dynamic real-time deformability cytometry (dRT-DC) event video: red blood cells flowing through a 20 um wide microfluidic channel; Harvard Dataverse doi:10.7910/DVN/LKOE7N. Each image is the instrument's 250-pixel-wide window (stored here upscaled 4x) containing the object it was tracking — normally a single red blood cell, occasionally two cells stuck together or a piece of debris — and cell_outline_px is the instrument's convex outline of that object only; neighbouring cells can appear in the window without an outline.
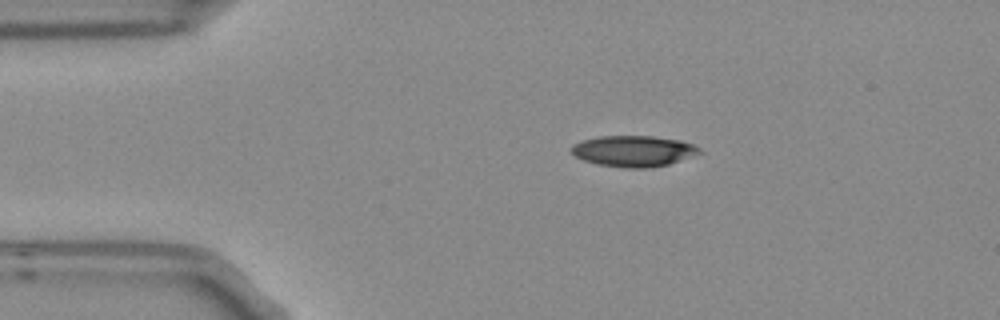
{"species": "Egyptian fruit bat (a non-hibernating species)", "species_latin": "Rousettus aegyptiacus", "temperature_condition": "room temperature", "stored_images_in_passage": 5, "camera_frame_rate_fps": 3000, "um_per_image_px": 0.085, "frame": {"image": 1, "passage_image": 2, "time_ms": 0.333, "image_size_px": [1000, 320], "cell_outline_px": [[704, 152], [668, 164], [648, 168], [624, 168], [596, 164], [584, 160], [576, 156], [572, 152], [572, 144], [580, 140], [600, 136], [652, 136], [680, 140], [692, 144], [700, 148]], "centroid_in_image_um": [53.85, 12.84], "position_along_channel_um": 31.2, "area_um2": 23.18}}